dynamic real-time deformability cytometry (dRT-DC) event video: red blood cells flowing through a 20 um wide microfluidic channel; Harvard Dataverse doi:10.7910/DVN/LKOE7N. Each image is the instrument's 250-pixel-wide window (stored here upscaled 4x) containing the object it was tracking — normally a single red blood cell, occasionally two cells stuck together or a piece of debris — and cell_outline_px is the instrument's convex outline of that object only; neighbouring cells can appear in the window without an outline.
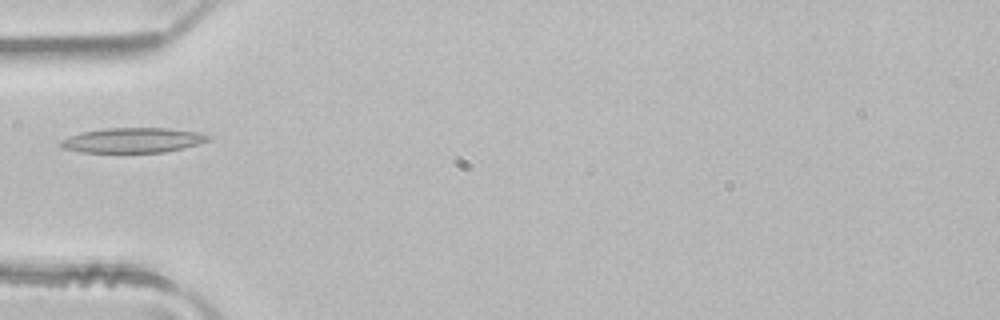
{"species": "common noctule bat (a hibernating species)", "species_latin": "Nyctalus noctula", "temperature_condition": "room temperature", "stored_images_in_passage": 4, "camera_frame_rate_fps": 3000, "um_per_image_px": 0.085, "animal": {"sex": "male", "body_mass_g": 21.5, "forearm_length_mm": 52.0}, "frame": {"image": 1, "passage_image": 4, "time_ms": 1.0, "image_size_px": [1000, 320], "cell_outline_px": [[212, 140], [200, 144], [164, 152], [80, 152], [64, 148], [60, 144], [60, 140], [68, 136], [84, 132], [104, 128], [168, 128], [196, 132], [212, 136]], "centroid_in_image_um": [11.33, 11.92], "position_along_channel_um": 73.7, "area_um2": 21.39}}